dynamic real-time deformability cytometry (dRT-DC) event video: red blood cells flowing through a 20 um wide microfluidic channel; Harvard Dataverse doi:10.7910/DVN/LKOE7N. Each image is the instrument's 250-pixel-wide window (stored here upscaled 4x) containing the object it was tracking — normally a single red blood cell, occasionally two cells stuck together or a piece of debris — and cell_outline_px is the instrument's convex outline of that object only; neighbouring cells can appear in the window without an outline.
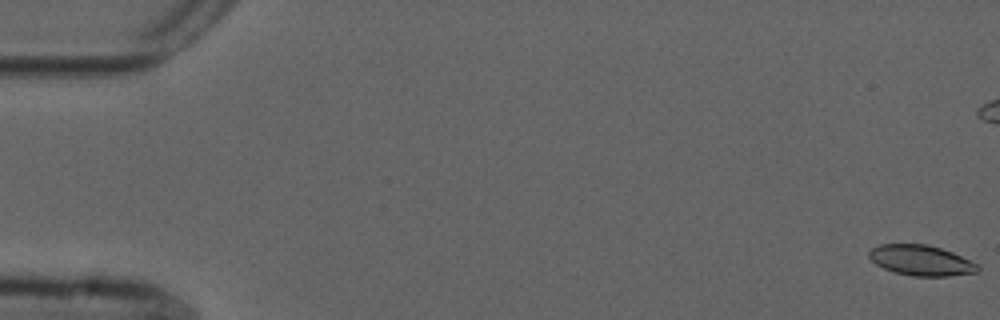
{"species": "common noctule bat (a hibernating species)", "species_latin": "Nyctalus noctula", "temperature_condition": "cold", "stored_images_in_passage": 56, "camera_frame_rate_fps": 3000, "um_per_image_px": 0.085, "animal": {"sex": "male", "forearm_length_mm": 52.5}, "frame": {"image": 1, "passage_image": 1, "time_ms": 0.0, "image_size_px": [1000, 320], "cell_outline_px": [[980, 268], [976, 272], [948, 276], [912, 276], [896, 272], [884, 268], [876, 264], [868, 256], [868, 252], [872, 248], [880, 244], [928, 244], [952, 252], [980, 264]], "centroid_in_image_um": [78.31, 22.12], "position_along_channel_um": 6.7, "area_um2": 19.25}}
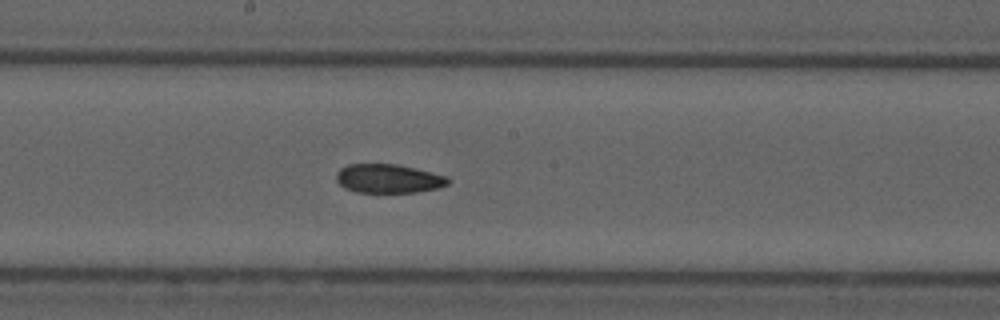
{"frame": {"image": 2, "passage_image": 30, "time_ms": 9.667, "image_size_px": [1000, 320], "cell_outline_px": [[452, 180], [448, 184], [436, 188], [416, 192], [356, 192], [344, 188], [336, 180], [336, 172], [340, 168], [348, 164], [396, 164], [416, 168], [448, 176]], "centroid_in_image_um": [33.02, 15.17], "position_along_channel_um": 215.2, "area_um2": 18.9}}
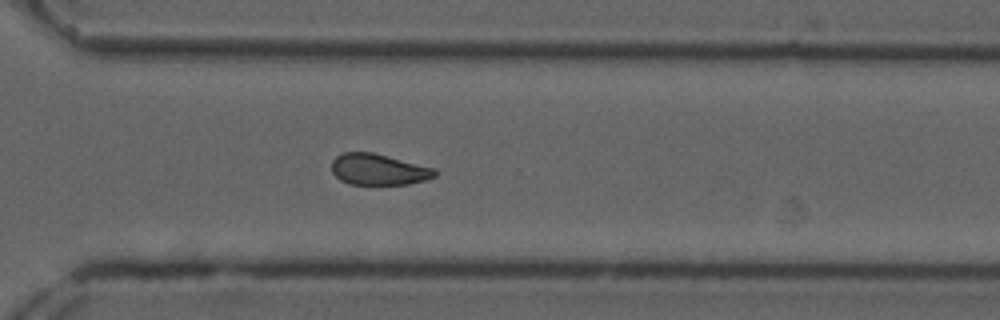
{"frame": {"image": 3, "passage_image": 40, "time_ms": 13.0, "image_size_px": [1000, 320], "cell_outline_px": [[436, 176], [424, 180], [408, 184], [348, 184], [340, 180], [332, 172], [332, 160], [336, 156], [344, 152], [372, 152], [436, 168]], "centroid_in_image_um": [32.17, 14.4], "position_along_channel_um": 338.4, "area_um2": 18.73}, "authors_computed_cell_mechanics": {"area_um2": 19.652, "velocity_mm_per_s": 3.709, "shape_relaxation_time_tau1_ms": null, "shape_relaxation_time_tau2_ms": 4.8977, "deformation_change_tau1": null, "deformation_change_tau2": 0.0957}}